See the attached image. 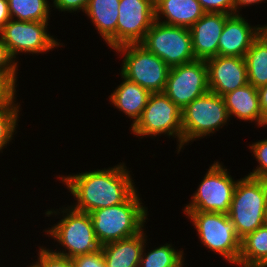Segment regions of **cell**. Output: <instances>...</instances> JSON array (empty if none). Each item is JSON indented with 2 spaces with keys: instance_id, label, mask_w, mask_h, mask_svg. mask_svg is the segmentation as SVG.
I'll use <instances>...</instances> for the list:
<instances>
[{
  "instance_id": "cell-22",
  "label": "cell",
  "mask_w": 267,
  "mask_h": 267,
  "mask_svg": "<svg viewBox=\"0 0 267 267\" xmlns=\"http://www.w3.org/2000/svg\"><path fill=\"white\" fill-rule=\"evenodd\" d=\"M267 263V224L241 239L238 267H263Z\"/></svg>"
},
{
  "instance_id": "cell-15",
  "label": "cell",
  "mask_w": 267,
  "mask_h": 267,
  "mask_svg": "<svg viewBox=\"0 0 267 267\" xmlns=\"http://www.w3.org/2000/svg\"><path fill=\"white\" fill-rule=\"evenodd\" d=\"M244 14L230 15L218 43L219 56L243 57L259 36L260 24L254 26ZM246 18V19H245Z\"/></svg>"
},
{
  "instance_id": "cell-25",
  "label": "cell",
  "mask_w": 267,
  "mask_h": 267,
  "mask_svg": "<svg viewBox=\"0 0 267 267\" xmlns=\"http://www.w3.org/2000/svg\"><path fill=\"white\" fill-rule=\"evenodd\" d=\"M11 19L17 21L50 22L52 7L49 0H7Z\"/></svg>"
},
{
  "instance_id": "cell-26",
  "label": "cell",
  "mask_w": 267,
  "mask_h": 267,
  "mask_svg": "<svg viewBox=\"0 0 267 267\" xmlns=\"http://www.w3.org/2000/svg\"><path fill=\"white\" fill-rule=\"evenodd\" d=\"M20 103L22 102H17L8 110L0 111V154L10 146L9 144L14 140L18 132L19 118L22 114V104Z\"/></svg>"
},
{
  "instance_id": "cell-21",
  "label": "cell",
  "mask_w": 267,
  "mask_h": 267,
  "mask_svg": "<svg viewBox=\"0 0 267 267\" xmlns=\"http://www.w3.org/2000/svg\"><path fill=\"white\" fill-rule=\"evenodd\" d=\"M146 227L137 235L102 245L107 267H139L144 243L148 237Z\"/></svg>"
},
{
  "instance_id": "cell-11",
  "label": "cell",
  "mask_w": 267,
  "mask_h": 267,
  "mask_svg": "<svg viewBox=\"0 0 267 267\" xmlns=\"http://www.w3.org/2000/svg\"><path fill=\"white\" fill-rule=\"evenodd\" d=\"M169 67L195 61L189 28L154 21L140 43Z\"/></svg>"
},
{
  "instance_id": "cell-24",
  "label": "cell",
  "mask_w": 267,
  "mask_h": 267,
  "mask_svg": "<svg viewBox=\"0 0 267 267\" xmlns=\"http://www.w3.org/2000/svg\"><path fill=\"white\" fill-rule=\"evenodd\" d=\"M248 83L255 88L267 85V43L259 35L244 56Z\"/></svg>"
},
{
  "instance_id": "cell-16",
  "label": "cell",
  "mask_w": 267,
  "mask_h": 267,
  "mask_svg": "<svg viewBox=\"0 0 267 267\" xmlns=\"http://www.w3.org/2000/svg\"><path fill=\"white\" fill-rule=\"evenodd\" d=\"M229 14L205 13L190 28L195 58L207 60L218 56V43Z\"/></svg>"
},
{
  "instance_id": "cell-4",
  "label": "cell",
  "mask_w": 267,
  "mask_h": 267,
  "mask_svg": "<svg viewBox=\"0 0 267 267\" xmlns=\"http://www.w3.org/2000/svg\"><path fill=\"white\" fill-rule=\"evenodd\" d=\"M196 229V236L208 252L213 251L231 266H238L241 239L228 214L203 211H183Z\"/></svg>"
},
{
  "instance_id": "cell-35",
  "label": "cell",
  "mask_w": 267,
  "mask_h": 267,
  "mask_svg": "<svg viewBox=\"0 0 267 267\" xmlns=\"http://www.w3.org/2000/svg\"><path fill=\"white\" fill-rule=\"evenodd\" d=\"M11 19L7 0H0V30Z\"/></svg>"
},
{
  "instance_id": "cell-27",
  "label": "cell",
  "mask_w": 267,
  "mask_h": 267,
  "mask_svg": "<svg viewBox=\"0 0 267 267\" xmlns=\"http://www.w3.org/2000/svg\"><path fill=\"white\" fill-rule=\"evenodd\" d=\"M249 151L257 161L258 165L253 168L252 172L246 174L249 177L267 180V138L261 139L249 144Z\"/></svg>"
},
{
  "instance_id": "cell-2",
  "label": "cell",
  "mask_w": 267,
  "mask_h": 267,
  "mask_svg": "<svg viewBox=\"0 0 267 267\" xmlns=\"http://www.w3.org/2000/svg\"><path fill=\"white\" fill-rule=\"evenodd\" d=\"M61 205L59 209L50 208L44 210L45 217H56L59 221L46 227L43 235L54 239L56 249H50L54 253L73 258L97 251L102 246L98 242L93 229L90 214L75 210L70 205ZM60 247H58V245Z\"/></svg>"
},
{
  "instance_id": "cell-8",
  "label": "cell",
  "mask_w": 267,
  "mask_h": 267,
  "mask_svg": "<svg viewBox=\"0 0 267 267\" xmlns=\"http://www.w3.org/2000/svg\"><path fill=\"white\" fill-rule=\"evenodd\" d=\"M122 59L119 73L150 93H163L170 67L140 43L126 44L113 50Z\"/></svg>"
},
{
  "instance_id": "cell-38",
  "label": "cell",
  "mask_w": 267,
  "mask_h": 267,
  "mask_svg": "<svg viewBox=\"0 0 267 267\" xmlns=\"http://www.w3.org/2000/svg\"><path fill=\"white\" fill-rule=\"evenodd\" d=\"M265 223L267 224V206H266V211H265Z\"/></svg>"
},
{
  "instance_id": "cell-18",
  "label": "cell",
  "mask_w": 267,
  "mask_h": 267,
  "mask_svg": "<svg viewBox=\"0 0 267 267\" xmlns=\"http://www.w3.org/2000/svg\"><path fill=\"white\" fill-rule=\"evenodd\" d=\"M122 82L111 92L107 100L119 112L132 120L131 127L140 119L150 96V92L140 85L126 79L121 74Z\"/></svg>"
},
{
  "instance_id": "cell-32",
  "label": "cell",
  "mask_w": 267,
  "mask_h": 267,
  "mask_svg": "<svg viewBox=\"0 0 267 267\" xmlns=\"http://www.w3.org/2000/svg\"><path fill=\"white\" fill-rule=\"evenodd\" d=\"M72 261L74 267H107L102 248L89 254L75 256Z\"/></svg>"
},
{
  "instance_id": "cell-37",
  "label": "cell",
  "mask_w": 267,
  "mask_h": 267,
  "mask_svg": "<svg viewBox=\"0 0 267 267\" xmlns=\"http://www.w3.org/2000/svg\"><path fill=\"white\" fill-rule=\"evenodd\" d=\"M259 35L266 41L267 43V23L261 25L259 27Z\"/></svg>"
},
{
  "instance_id": "cell-3",
  "label": "cell",
  "mask_w": 267,
  "mask_h": 267,
  "mask_svg": "<svg viewBox=\"0 0 267 267\" xmlns=\"http://www.w3.org/2000/svg\"><path fill=\"white\" fill-rule=\"evenodd\" d=\"M139 193L137 189L124 203L89 213L101 246L135 236L146 227L149 211Z\"/></svg>"
},
{
  "instance_id": "cell-13",
  "label": "cell",
  "mask_w": 267,
  "mask_h": 267,
  "mask_svg": "<svg viewBox=\"0 0 267 267\" xmlns=\"http://www.w3.org/2000/svg\"><path fill=\"white\" fill-rule=\"evenodd\" d=\"M154 21V0H120L117 47L141 43Z\"/></svg>"
},
{
  "instance_id": "cell-28",
  "label": "cell",
  "mask_w": 267,
  "mask_h": 267,
  "mask_svg": "<svg viewBox=\"0 0 267 267\" xmlns=\"http://www.w3.org/2000/svg\"><path fill=\"white\" fill-rule=\"evenodd\" d=\"M38 248L37 259L27 267H74L72 258L58 255L43 245Z\"/></svg>"
},
{
  "instance_id": "cell-9",
  "label": "cell",
  "mask_w": 267,
  "mask_h": 267,
  "mask_svg": "<svg viewBox=\"0 0 267 267\" xmlns=\"http://www.w3.org/2000/svg\"><path fill=\"white\" fill-rule=\"evenodd\" d=\"M216 159L202 177L190 201L182 211H203L228 214L233 193L239 179L231 176L230 169ZM229 170V171H228Z\"/></svg>"
},
{
  "instance_id": "cell-6",
  "label": "cell",
  "mask_w": 267,
  "mask_h": 267,
  "mask_svg": "<svg viewBox=\"0 0 267 267\" xmlns=\"http://www.w3.org/2000/svg\"><path fill=\"white\" fill-rule=\"evenodd\" d=\"M182 116V149L198 139L213 136L231 121L222 96L211 91L194 99Z\"/></svg>"
},
{
  "instance_id": "cell-10",
  "label": "cell",
  "mask_w": 267,
  "mask_h": 267,
  "mask_svg": "<svg viewBox=\"0 0 267 267\" xmlns=\"http://www.w3.org/2000/svg\"><path fill=\"white\" fill-rule=\"evenodd\" d=\"M49 23L10 19L0 30V36L16 61L21 53V56L44 55L54 49L65 47L61 40L49 33Z\"/></svg>"
},
{
  "instance_id": "cell-30",
  "label": "cell",
  "mask_w": 267,
  "mask_h": 267,
  "mask_svg": "<svg viewBox=\"0 0 267 267\" xmlns=\"http://www.w3.org/2000/svg\"><path fill=\"white\" fill-rule=\"evenodd\" d=\"M18 66L19 62L11 56L6 44L3 42L0 36V74L8 76H19L17 75L19 74Z\"/></svg>"
},
{
  "instance_id": "cell-17",
  "label": "cell",
  "mask_w": 267,
  "mask_h": 267,
  "mask_svg": "<svg viewBox=\"0 0 267 267\" xmlns=\"http://www.w3.org/2000/svg\"><path fill=\"white\" fill-rule=\"evenodd\" d=\"M119 4L120 0H90L84 12L110 50L117 48Z\"/></svg>"
},
{
  "instance_id": "cell-19",
  "label": "cell",
  "mask_w": 267,
  "mask_h": 267,
  "mask_svg": "<svg viewBox=\"0 0 267 267\" xmlns=\"http://www.w3.org/2000/svg\"><path fill=\"white\" fill-rule=\"evenodd\" d=\"M230 120L253 123L263 127V114L259 105L257 88L247 84L223 96Z\"/></svg>"
},
{
  "instance_id": "cell-1",
  "label": "cell",
  "mask_w": 267,
  "mask_h": 267,
  "mask_svg": "<svg viewBox=\"0 0 267 267\" xmlns=\"http://www.w3.org/2000/svg\"><path fill=\"white\" fill-rule=\"evenodd\" d=\"M131 172L123 161L113 167L85 170L76 174H58L55 178L73 196L70 206L90 213L124 203L138 189Z\"/></svg>"
},
{
  "instance_id": "cell-12",
  "label": "cell",
  "mask_w": 267,
  "mask_h": 267,
  "mask_svg": "<svg viewBox=\"0 0 267 267\" xmlns=\"http://www.w3.org/2000/svg\"><path fill=\"white\" fill-rule=\"evenodd\" d=\"M209 91L205 60L170 67L164 94L181 110Z\"/></svg>"
},
{
  "instance_id": "cell-20",
  "label": "cell",
  "mask_w": 267,
  "mask_h": 267,
  "mask_svg": "<svg viewBox=\"0 0 267 267\" xmlns=\"http://www.w3.org/2000/svg\"><path fill=\"white\" fill-rule=\"evenodd\" d=\"M155 20L171 26L190 28L204 14L198 0H154Z\"/></svg>"
},
{
  "instance_id": "cell-5",
  "label": "cell",
  "mask_w": 267,
  "mask_h": 267,
  "mask_svg": "<svg viewBox=\"0 0 267 267\" xmlns=\"http://www.w3.org/2000/svg\"><path fill=\"white\" fill-rule=\"evenodd\" d=\"M267 180L245 175L235 187L228 217L240 239L265 224Z\"/></svg>"
},
{
  "instance_id": "cell-33",
  "label": "cell",
  "mask_w": 267,
  "mask_h": 267,
  "mask_svg": "<svg viewBox=\"0 0 267 267\" xmlns=\"http://www.w3.org/2000/svg\"><path fill=\"white\" fill-rule=\"evenodd\" d=\"M51 2V7L55 11L63 12L65 13H74L78 14V12H85V9L87 8V5L90 0H50Z\"/></svg>"
},
{
  "instance_id": "cell-29",
  "label": "cell",
  "mask_w": 267,
  "mask_h": 267,
  "mask_svg": "<svg viewBox=\"0 0 267 267\" xmlns=\"http://www.w3.org/2000/svg\"><path fill=\"white\" fill-rule=\"evenodd\" d=\"M18 78V76L0 74V111L8 110L18 102Z\"/></svg>"
},
{
  "instance_id": "cell-23",
  "label": "cell",
  "mask_w": 267,
  "mask_h": 267,
  "mask_svg": "<svg viewBox=\"0 0 267 267\" xmlns=\"http://www.w3.org/2000/svg\"><path fill=\"white\" fill-rule=\"evenodd\" d=\"M148 240L146 239L142 251V256L140 258L139 267H185L187 262H185L186 253H184L183 248H176L171 242L164 243L158 247L154 246L147 249ZM171 243V244H170ZM148 250V251H147ZM147 252V253H146Z\"/></svg>"
},
{
  "instance_id": "cell-34",
  "label": "cell",
  "mask_w": 267,
  "mask_h": 267,
  "mask_svg": "<svg viewBox=\"0 0 267 267\" xmlns=\"http://www.w3.org/2000/svg\"><path fill=\"white\" fill-rule=\"evenodd\" d=\"M259 97V105L263 114V128L267 129V85L257 89Z\"/></svg>"
},
{
  "instance_id": "cell-36",
  "label": "cell",
  "mask_w": 267,
  "mask_h": 267,
  "mask_svg": "<svg viewBox=\"0 0 267 267\" xmlns=\"http://www.w3.org/2000/svg\"><path fill=\"white\" fill-rule=\"evenodd\" d=\"M267 0H235V14H241L240 11H242V7L246 9L245 7L247 6H254V5H260L262 3H266Z\"/></svg>"
},
{
  "instance_id": "cell-31",
  "label": "cell",
  "mask_w": 267,
  "mask_h": 267,
  "mask_svg": "<svg viewBox=\"0 0 267 267\" xmlns=\"http://www.w3.org/2000/svg\"><path fill=\"white\" fill-rule=\"evenodd\" d=\"M205 13L235 14V0H198Z\"/></svg>"
},
{
  "instance_id": "cell-7",
  "label": "cell",
  "mask_w": 267,
  "mask_h": 267,
  "mask_svg": "<svg viewBox=\"0 0 267 267\" xmlns=\"http://www.w3.org/2000/svg\"><path fill=\"white\" fill-rule=\"evenodd\" d=\"M129 129L139 139L145 137L155 140L161 135L176 139V153L183 152L181 109L164 92L150 94L140 119Z\"/></svg>"
},
{
  "instance_id": "cell-14",
  "label": "cell",
  "mask_w": 267,
  "mask_h": 267,
  "mask_svg": "<svg viewBox=\"0 0 267 267\" xmlns=\"http://www.w3.org/2000/svg\"><path fill=\"white\" fill-rule=\"evenodd\" d=\"M208 69L209 91L224 96L248 84L243 57L215 56L205 60Z\"/></svg>"
}]
</instances>
